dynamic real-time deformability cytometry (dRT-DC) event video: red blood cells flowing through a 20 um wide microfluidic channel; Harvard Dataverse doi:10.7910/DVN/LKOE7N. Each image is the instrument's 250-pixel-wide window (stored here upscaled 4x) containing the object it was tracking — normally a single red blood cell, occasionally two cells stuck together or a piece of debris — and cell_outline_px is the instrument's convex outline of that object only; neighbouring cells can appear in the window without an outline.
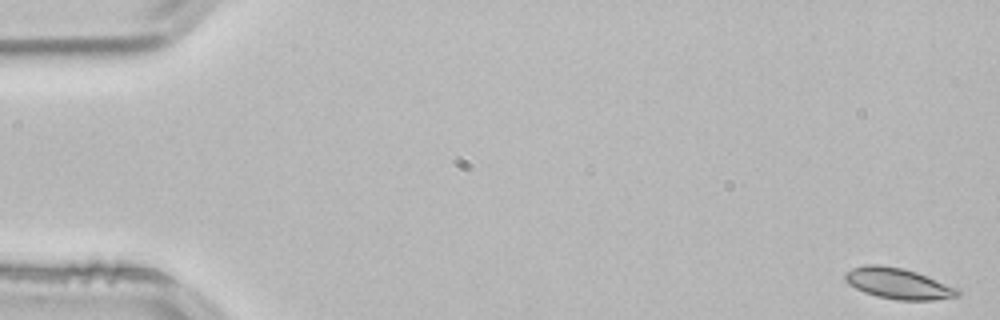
{"species": "common noctule bat (a hibernating species)", "species_latin": "Nyctalus noctula", "temperature_condition": "room temperature", "stored_images_in_passage": 54, "camera_frame_rate_fps": 3000, "um_per_image_px": 0.085, "animal": {"sex": "male", "body_mass_g": 21.5, "forearm_length_mm": 52.0}, "frame": {"image": 1, "passage_image": 1, "time_ms": 0.0, "image_size_px": [1000, 320], "cell_outline_px": [[960, 292], [956, 296], [932, 300], [896, 300], [876, 296], [864, 292], [848, 284], [844, 280], [844, 272], [852, 268], [868, 264], [876, 264], [904, 268], [916, 272], [956, 288]], "centroid_in_image_um": [76.26, 24.09], "position_along_channel_um": 8.7, "area_um2": 20.06}}
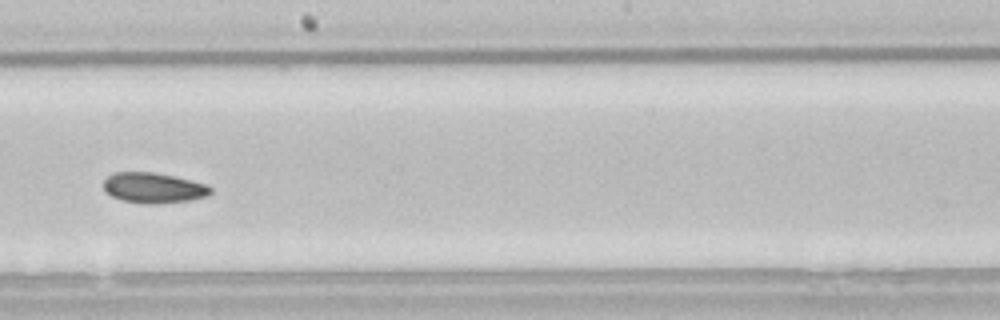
{"frame": {"image": 2, "passage_image": 30, "time_ms": 9.667, "image_size_px": [1000, 320], "cell_outline_px": [[212, 192], [208, 196], [188, 200], [152, 204], [144, 204], [124, 200], [112, 196], [104, 192], [104, 180], [112, 172], [152, 172], [172, 176], [208, 184], [212, 188]], "centroid_in_image_um": [13.04, 15.96], "position_along_channel_um": 235.2, "area_um2": 18.9}}
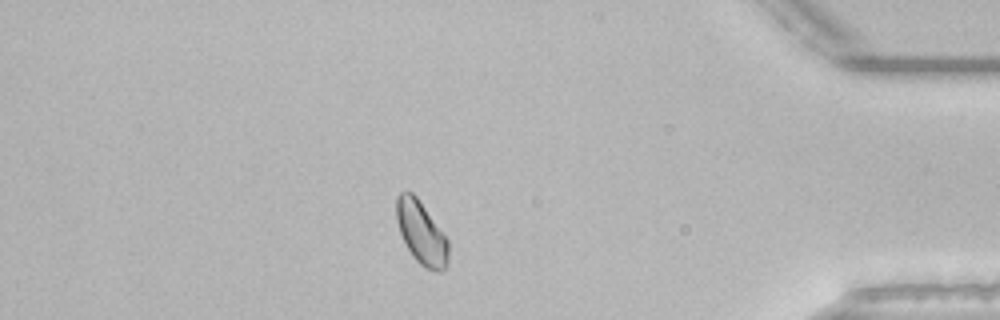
{"frame": {"image": 3, "passage_image": 46, "time_ms": 15.0, "image_size_px": [1000, 320], "cell_outline_px": [[448, 264], [444, 272], [436, 272], [424, 268], [412, 256], [400, 232], [396, 220], [396, 196], [400, 192], [412, 192], [416, 196], [448, 240]], "centroid_in_image_um": [35.82, 19.83], "position_along_channel_um": 399.4, "area_um2": 19.02}, "authors_computed_cell_mechanics": {"area_um2": 19.2763, "velocity_mm_per_s": 3.8087, "shape_relaxation_time_tau1_ms": 4.1046, "shape_relaxation_time_tau2_ms": null, "deformation_change_tau1": 0.0664, "deformation_change_tau2": null}}